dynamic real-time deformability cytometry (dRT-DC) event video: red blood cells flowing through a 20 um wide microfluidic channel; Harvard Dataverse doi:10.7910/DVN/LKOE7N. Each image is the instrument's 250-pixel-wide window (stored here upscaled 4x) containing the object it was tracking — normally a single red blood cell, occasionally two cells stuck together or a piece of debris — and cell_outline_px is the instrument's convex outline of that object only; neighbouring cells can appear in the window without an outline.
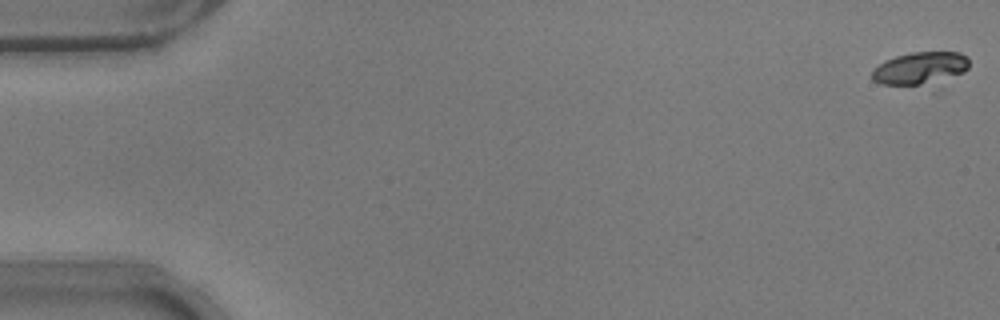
{"species": "common noctule bat (a hibernating species)", "species_latin": "Nyctalus noctula", "temperature_condition": "warm", "stored_images_in_passage": 54, "camera_frame_rate_fps": 3000, "um_per_image_px": 0.085, "animal": {"sex": "male", "body_mass_g": 17.9}, "frame": {"image": 1, "passage_image": 1, "time_ms": 0.0, "image_size_px": [1000, 320], "cell_outline_px": [[968, 68], [964, 72], [936, 92], [932, 92], [880, 84], [872, 80], [872, 68], [884, 60], [896, 56], [912, 52], [960, 52], [968, 56]], "centroid_in_image_um": [78.28, 5.97], "position_along_channel_um": 6.7, "area_um2": 21.1}}
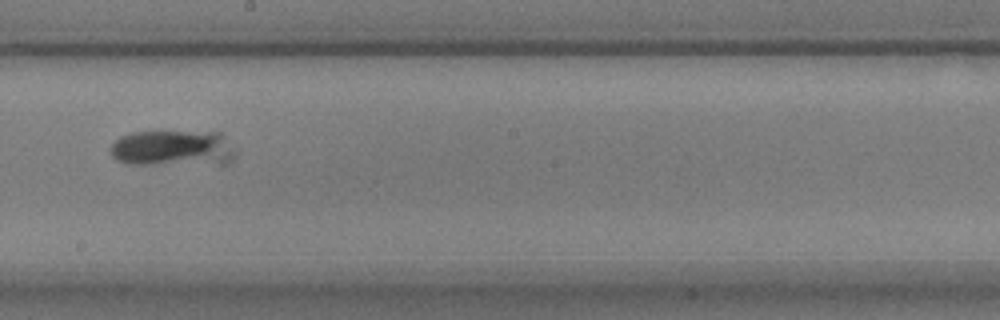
{"frame": {"image": 2, "passage_image": 31, "time_ms": 10.0, "image_size_px": [1000, 320], "cell_outline_px": [[236, 156], [228, 164], [128, 164], [116, 160], [112, 156], [108, 148], [120, 136], [132, 132], [220, 132], [224, 136], [236, 152]], "centroid_in_image_um": [14.69, 12.61], "position_along_channel_um": 233.5, "area_um2": 26.53}}
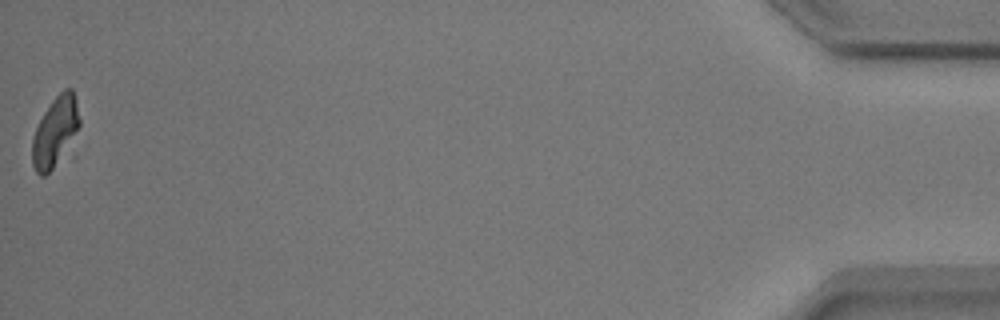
{"frame": {"image": 3, "passage_image": 54, "time_ms": 17.667, "image_size_px": [1000, 320], "cell_outline_px": [[80, 124], [52, 168], [44, 176], [40, 176], [36, 172], [32, 164], [32, 136], [44, 112], [52, 100], [64, 88], [72, 88], [76, 100], [80, 120]], "centroid_in_image_um": [4.65, 11.14], "position_along_channel_um": 430.6, "area_um2": 18.44}}